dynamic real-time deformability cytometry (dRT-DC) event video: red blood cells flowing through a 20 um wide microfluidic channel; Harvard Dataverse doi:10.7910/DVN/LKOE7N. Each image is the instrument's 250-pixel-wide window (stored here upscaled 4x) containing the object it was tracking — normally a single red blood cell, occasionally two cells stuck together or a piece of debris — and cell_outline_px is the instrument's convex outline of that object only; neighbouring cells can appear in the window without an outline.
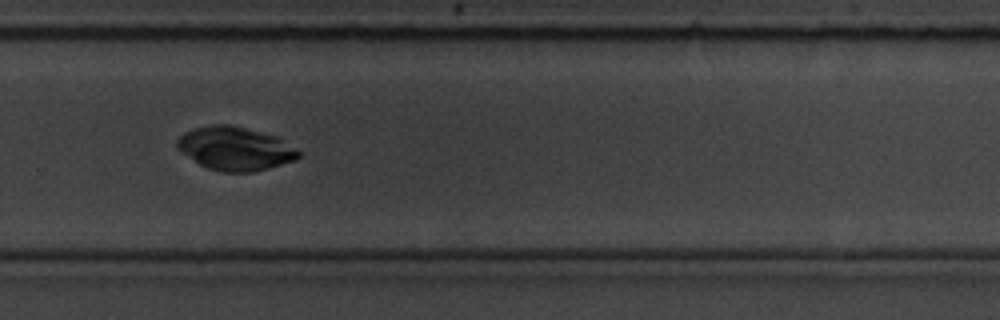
{"species": "common noctule bat (a hibernating species)", "species_latin": "Nyctalus noctula", "temperature_condition": "room temperature", "stored_images_in_passage": 11, "camera_frame_rate_fps": 3000, "um_per_image_px": 0.085, "animal": {"sex": "male", "body_mass_g": 19.5, "forearm_length_mm": 54.6}, "frame": {"image": 1, "passage_image": 11, "time_ms": 12.333, "image_size_px": [1000, 320], "cell_outline_px": [[300, 156], [296, 160], [268, 168], [252, 172], [220, 172], [208, 168], [200, 164], [176, 148], [176, 140], [184, 132], [192, 128], [208, 124], [228, 124], [276, 136], [300, 152]], "centroid_in_image_um": [19.95, 12.62], "position_along_channel_um": 309.9, "area_um2": 30.63}}